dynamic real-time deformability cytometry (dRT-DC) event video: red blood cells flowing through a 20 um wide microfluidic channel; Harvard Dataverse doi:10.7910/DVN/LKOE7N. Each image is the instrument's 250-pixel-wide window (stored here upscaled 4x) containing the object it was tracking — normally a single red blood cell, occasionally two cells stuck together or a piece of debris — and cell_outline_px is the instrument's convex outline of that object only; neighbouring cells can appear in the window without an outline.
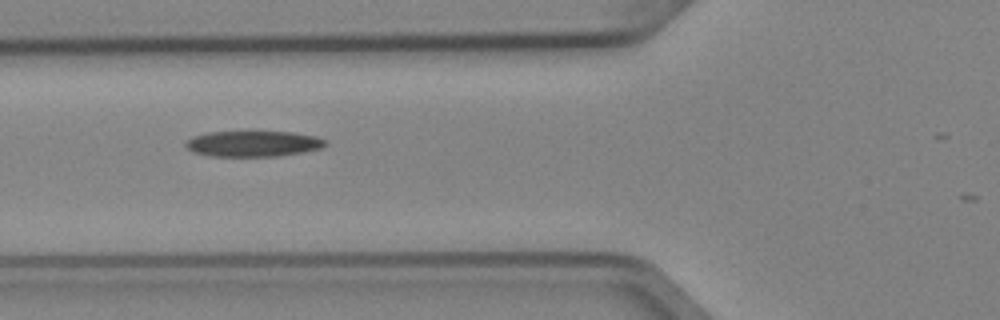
{"species": "Egyptian fruit bat (a non-hibernating species)", "species_latin": "Rousettus aegyptiacus", "temperature_condition": "cold", "stored_images_in_passage": 5, "camera_frame_rate_fps": 3000, "um_per_image_px": 0.085, "animal": {"sex": "female"}, "frame": {"image": 1, "passage_image": 3, "time_ms": 0.667, "image_size_px": [1000, 320], "cell_outline_px": [[328, 144], [320, 148], [304, 152], [280, 156], [208, 156], [192, 152], [184, 144], [192, 136], [208, 132], [292, 132], [316, 136], [324, 140]], "centroid_in_image_um": [21.51, 12.22], "position_along_channel_um": 104.3, "area_um2": 20.98}}
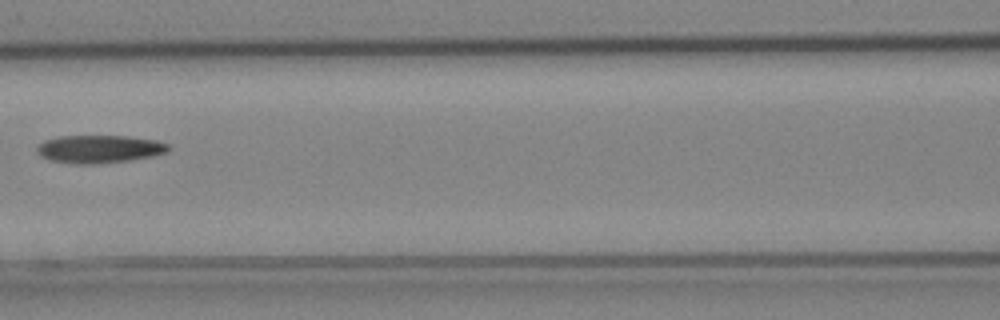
{"frame": {"image": 2, "passage_image": 4, "time_ms": 1.0, "image_size_px": [1000, 320], "cell_outline_px": [[172, 148], [168, 152], [152, 156], [132, 160], [96, 164], [72, 164], [48, 160], [40, 156], [36, 152], [36, 144], [44, 140], [60, 136], [128, 136], [156, 140], [168, 144]], "centroid_in_image_um": [8.41, 12.67], "position_along_channel_um": 158.2, "area_um2": 21.79}}